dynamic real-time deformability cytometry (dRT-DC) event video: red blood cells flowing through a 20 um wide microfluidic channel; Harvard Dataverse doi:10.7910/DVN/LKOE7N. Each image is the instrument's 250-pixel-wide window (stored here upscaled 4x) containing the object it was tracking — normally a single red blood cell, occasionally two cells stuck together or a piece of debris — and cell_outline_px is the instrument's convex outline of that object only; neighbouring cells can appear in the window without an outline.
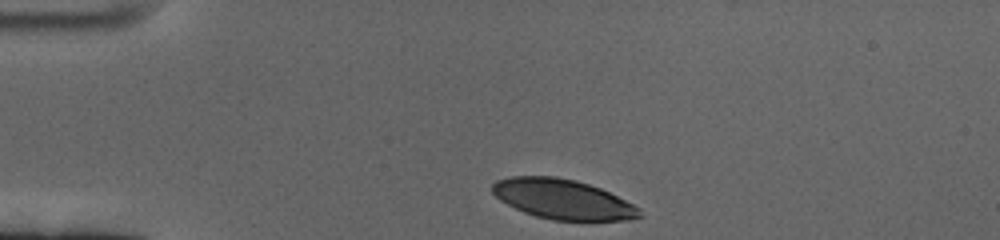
{"species": "human", "species_latin": "Homo sapiens", "temperature_condition": "cold", "stored_images_in_passage": 38, "camera_frame_rate_fps": 3000, "um_per_image_px": 0.085, "donor": {"sex": "female"}, "frame": {"image": 1, "passage_image": 1, "time_ms": 0.0, "image_size_px": [1000, 240], "cell_outline_px": [[644, 216], [632, 220], [552, 220], [536, 216], [524, 212], [500, 200], [492, 192], [492, 184], [496, 180], [512, 176], [556, 176], [576, 180], [600, 188], [640, 208]], "centroid_in_image_um": [47.84, 16.93], "position_along_channel_um": 37.2, "area_um2": 34.1}}
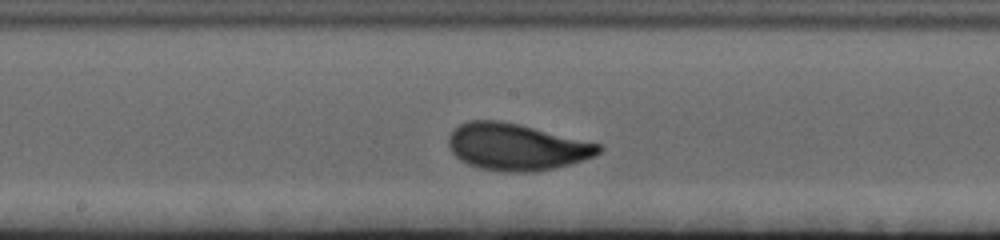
{"frame": {"image": 2, "passage_image": 20, "time_ms": 6.333, "image_size_px": [1000, 240], "cell_outline_px": [[604, 148], [596, 156], [572, 164], [532, 172], [508, 172], [480, 168], [468, 164], [460, 160], [448, 148], [448, 136], [460, 124], [468, 120], [500, 120], [520, 124], [600, 144]], "centroid_in_image_um": [43.9, 12.48], "position_along_channel_um": 204.3, "area_um2": 41.04}}
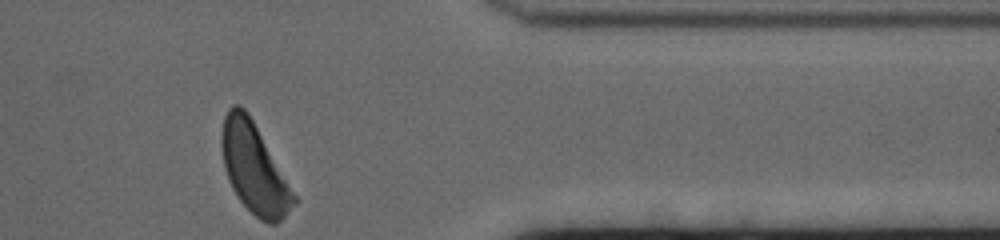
{"frame": {"image": 3, "passage_image": 38, "time_ms": 12.333, "image_size_px": [1000, 240], "cell_outline_px": [[300, 200], [276, 224], [268, 224], [260, 220], [236, 196], [228, 180], [224, 168], [220, 140], [220, 136], [224, 116], [228, 108], [232, 104], [240, 104], [248, 112]], "centroid_in_image_um": [21.61, 14.3], "position_along_channel_um": 389.8, "area_um2": 38.15}, "authors_computed_cell_mechanics": {"area_um2": 38.6971, "velocity_mm_per_s": 3.3449, "shape_relaxation_time_tau1_ms": 3.2166, "shape_relaxation_time_tau2_ms": 0.9053, "deformation_change_tau1": 0.138, "deformation_change_tau2": 0.0657}}